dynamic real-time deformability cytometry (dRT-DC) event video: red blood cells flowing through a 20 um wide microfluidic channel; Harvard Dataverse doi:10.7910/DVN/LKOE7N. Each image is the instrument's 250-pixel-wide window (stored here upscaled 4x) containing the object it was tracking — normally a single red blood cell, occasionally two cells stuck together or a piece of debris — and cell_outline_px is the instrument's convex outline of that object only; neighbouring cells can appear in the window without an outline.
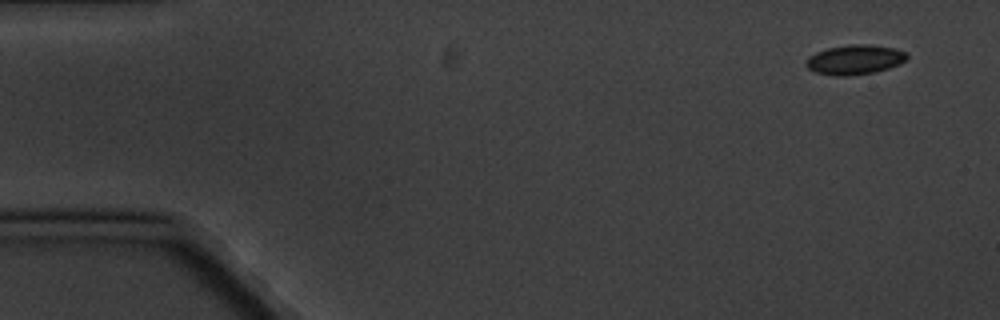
{"species": "common noctule bat (a hibernating species)", "species_latin": "Nyctalus noctula", "temperature_condition": "cold", "stored_images_in_passage": 5, "camera_frame_rate_fps": 3000, "um_per_image_px": 0.085, "animal": {"sex": "male", "body_mass_g": 20.1, "forearm_length_mm": 53.5}, "frame": {"image": 1, "passage_image": 1, "time_ms": 0.0, "image_size_px": [1000, 320], "cell_outline_px": [[908, 56], [900, 64], [876, 72], [848, 76], [836, 76], [816, 72], [808, 68], [804, 64], [808, 56], [816, 52], [828, 48], [848, 44], [868, 44], [892, 48], [904, 52]], "centroid_in_image_um": [72.61, 5.07], "position_along_channel_um": 12.4, "area_um2": 17.4}}
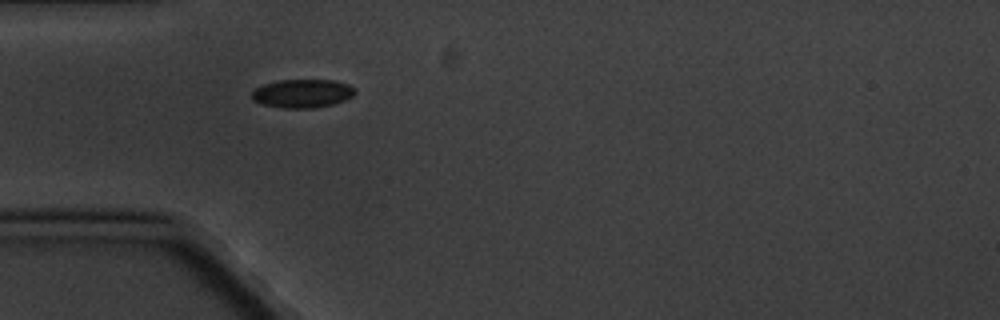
{"frame": {"image": 2, "passage_image": 5, "time_ms": 4.667, "image_size_px": [1000, 320], "cell_outline_px": [[356, 92], [352, 96], [344, 100], [332, 104], [316, 108], [280, 108], [264, 104], [252, 100], [252, 92], [256, 88], [264, 84], [280, 80], [336, 80], [348, 84]], "centroid_in_image_um": [25.7, 7.94], "position_along_channel_um": 59.3, "area_um2": 17.05}}